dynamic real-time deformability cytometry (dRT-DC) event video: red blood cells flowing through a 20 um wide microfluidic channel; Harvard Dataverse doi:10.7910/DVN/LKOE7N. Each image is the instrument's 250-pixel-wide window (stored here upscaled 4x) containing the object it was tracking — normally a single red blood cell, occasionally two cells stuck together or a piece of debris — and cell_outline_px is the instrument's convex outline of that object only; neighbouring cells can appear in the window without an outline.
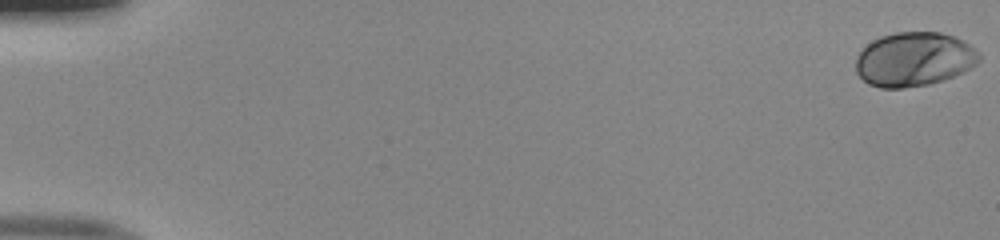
{"species": "human", "species_latin": "Homo sapiens", "temperature_condition": "room temperature", "stored_images_in_passage": 52, "camera_frame_rate_fps": 3000, "um_per_image_px": 0.085, "donor": {"sex": "male"}, "frame": {"image": 1, "passage_image": 1, "time_ms": 0.0, "image_size_px": [1000, 240], "cell_outline_px": [[980, 60], [976, 64], [952, 76], [928, 84], [904, 88], [880, 88], [868, 84], [856, 72], [856, 56], [872, 40], [880, 36], [896, 32], [940, 32], [952, 36], [968, 44], [980, 52]], "centroid_in_image_um": [77.66, 5.03], "position_along_channel_um": 7.3, "area_um2": 38.61}}
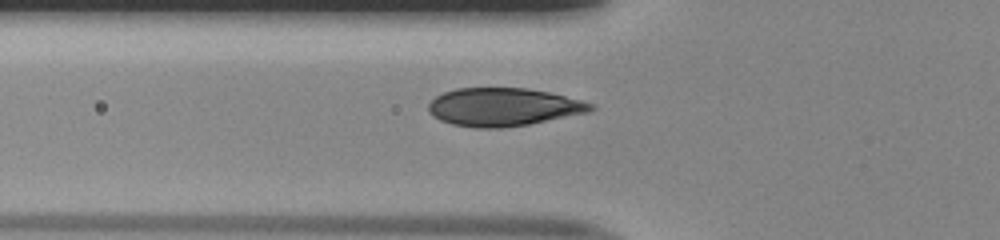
{"frame": {"image": 2, "passage_image": 20, "time_ms": 6.333, "image_size_px": [1000, 240], "cell_outline_px": [[596, 108], [592, 112], [528, 124], [500, 128], [476, 128], [452, 124], [440, 120], [432, 116], [428, 112], [428, 104], [436, 96], [444, 92], [456, 88], [528, 88], [552, 92], [580, 100], [592, 104]], "centroid_in_image_um": [42.79, 9.09], "position_along_channel_um": 83.0, "area_um2": 36.24}}
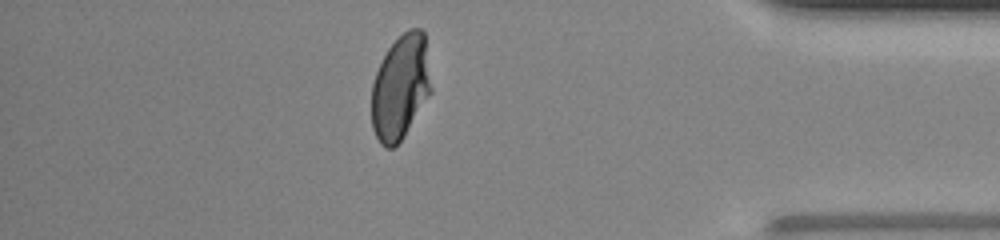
{"frame": {"image": 3, "passage_image": 46, "time_ms": 15.0, "image_size_px": [1000, 240], "cell_outline_px": [[432, 92], [404, 136], [392, 148], [384, 148], [380, 144], [372, 128], [372, 84], [376, 72], [388, 48], [408, 28], [420, 28], [424, 32], [432, 88]], "centroid_in_image_um": [34.05, 7.42], "position_along_channel_um": 401.2, "area_um2": 36.3}, "authors_computed_cell_mechanics": {"area_um2": 36.9342, "velocity_mm_per_s": 4.0166, "shape_relaxation_time_tau1_ms": 3.198, "shape_relaxation_time_tau2_ms": null, "deformation_change_tau1": 0.1677, "deformation_change_tau2": null}}